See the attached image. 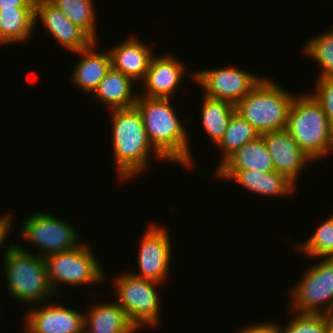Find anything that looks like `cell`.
Instances as JSON below:
<instances>
[{
    "label": "cell",
    "mask_w": 333,
    "mask_h": 333,
    "mask_svg": "<svg viewBox=\"0 0 333 333\" xmlns=\"http://www.w3.org/2000/svg\"><path fill=\"white\" fill-rule=\"evenodd\" d=\"M216 170L275 171L272 157L262 136L242 146Z\"/></svg>",
    "instance_id": "obj_21"
},
{
    "label": "cell",
    "mask_w": 333,
    "mask_h": 333,
    "mask_svg": "<svg viewBox=\"0 0 333 333\" xmlns=\"http://www.w3.org/2000/svg\"><path fill=\"white\" fill-rule=\"evenodd\" d=\"M11 243L4 251L3 268L7 289L18 303L28 305H46L51 297H55L50 286L45 259L21 245ZM44 300V301H43Z\"/></svg>",
    "instance_id": "obj_3"
},
{
    "label": "cell",
    "mask_w": 333,
    "mask_h": 333,
    "mask_svg": "<svg viewBox=\"0 0 333 333\" xmlns=\"http://www.w3.org/2000/svg\"><path fill=\"white\" fill-rule=\"evenodd\" d=\"M307 42L303 50L305 55L315 60L321 68L317 79L333 77V28L313 36Z\"/></svg>",
    "instance_id": "obj_26"
},
{
    "label": "cell",
    "mask_w": 333,
    "mask_h": 333,
    "mask_svg": "<svg viewBox=\"0 0 333 333\" xmlns=\"http://www.w3.org/2000/svg\"><path fill=\"white\" fill-rule=\"evenodd\" d=\"M215 177L218 179H234L241 186L259 196H287L295 193L296 185L286 176L276 172H261L258 170H216Z\"/></svg>",
    "instance_id": "obj_16"
},
{
    "label": "cell",
    "mask_w": 333,
    "mask_h": 333,
    "mask_svg": "<svg viewBox=\"0 0 333 333\" xmlns=\"http://www.w3.org/2000/svg\"><path fill=\"white\" fill-rule=\"evenodd\" d=\"M272 157L276 172L286 176L295 185L304 168L313 162L299 147L287 129L261 134ZM308 163V164H307ZM303 169V170H302Z\"/></svg>",
    "instance_id": "obj_14"
},
{
    "label": "cell",
    "mask_w": 333,
    "mask_h": 333,
    "mask_svg": "<svg viewBox=\"0 0 333 333\" xmlns=\"http://www.w3.org/2000/svg\"><path fill=\"white\" fill-rule=\"evenodd\" d=\"M39 20L42 21L45 31L72 53L84 50L94 42L83 29L73 24L48 0H35V27L40 23Z\"/></svg>",
    "instance_id": "obj_13"
},
{
    "label": "cell",
    "mask_w": 333,
    "mask_h": 333,
    "mask_svg": "<svg viewBox=\"0 0 333 333\" xmlns=\"http://www.w3.org/2000/svg\"><path fill=\"white\" fill-rule=\"evenodd\" d=\"M96 48H98V43L94 41L86 49L75 52L81 58L74 63L71 82L88 95L93 94L99 82L112 67L109 50L96 52Z\"/></svg>",
    "instance_id": "obj_18"
},
{
    "label": "cell",
    "mask_w": 333,
    "mask_h": 333,
    "mask_svg": "<svg viewBox=\"0 0 333 333\" xmlns=\"http://www.w3.org/2000/svg\"><path fill=\"white\" fill-rule=\"evenodd\" d=\"M25 314V333H84V312L53 304L39 306ZM27 315V316H26Z\"/></svg>",
    "instance_id": "obj_12"
},
{
    "label": "cell",
    "mask_w": 333,
    "mask_h": 333,
    "mask_svg": "<svg viewBox=\"0 0 333 333\" xmlns=\"http://www.w3.org/2000/svg\"><path fill=\"white\" fill-rule=\"evenodd\" d=\"M35 9H3L0 11V46L23 43L32 37Z\"/></svg>",
    "instance_id": "obj_22"
},
{
    "label": "cell",
    "mask_w": 333,
    "mask_h": 333,
    "mask_svg": "<svg viewBox=\"0 0 333 333\" xmlns=\"http://www.w3.org/2000/svg\"><path fill=\"white\" fill-rule=\"evenodd\" d=\"M134 34L108 49L114 70L122 72L135 82L143 81L154 56L151 46L144 44Z\"/></svg>",
    "instance_id": "obj_17"
},
{
    "label": "cell",
    "mask_w": 333,
    "mask_h": 333,
    "mask_svg": "<svg viewBox=\"0 0 333 333\" xmlns=\"http://www.w3.org/2000/svg\"><path fill=\"white\" fill-rule=\"evenodd\" d=\"M308 258L333 257V213L316 228L311 237L294 246Z\"/></svg>",
    "instance_id": "obj_27"
},
{
    "label": "cell",
    "mask_w": 333,
    "mask_h": 333,
    "mask_svg": "<svg viewBox=\"0 0 333 333\" xmlns=\"http://www.w3.org/2000/svg\"><path fill=\"white\" fill-rule=\"evenodd\" d=\"M328 316L333 319V308H332V310H331V312H330V314Z\"/></svg>",
    "instance_id": "obj_33"
},
{
    "label": "cell",
    "mask_w": 333,
    "mask_h": 333,
    "mask_svg": "<svg viewBox=\"0 0 333 333\" xmlns=\"http://www.w3.org/2000/svg\"><path fill=\"white\" fill-rule=\"evenodd\" d=\"M170 101V98H149L139 94L135 107L142 116L150 143L166 162L194 166L188 132Z\"/></svg>",
    "instance_id": "obj_1"
},
{
    "label": "cell",
    "mask_w": 333,
    "mask_h": 333,
    "mask_svg": "<svg viewBox=\"0 0 333 333\" xmlns=\"http://www.w3.org/2000/svg\"><path fill=\"white\" fill-rule=\"evenodd\" d=\"M185 64L170 54L153 56L146 76L141 81L145 92L140 95L149 98H172L185 76Z\"/></svg>",
    "instance_id": "obj_15"
},
{
    "label": "cell",
    "mask_w": 333,
    "mask_h": 333,
    "mask_svg": "<svg viewBox=\"0 0 333 333\" xmlns=\"http://www.w3.org/2000/svg\"><path fill=\"white\" fill-rule=\"evenodd\" d=\"M311 160L333 153V131L320 103L312 94L295 95L286 128Z\"/></svg>",
    "instance_id": "obj_4"
},
{
    "label": "cell",
    "mask_w": 333,
    "mask_h": 333,
    "mask_svg": "<svg viewBox=\"0 0 333 333\" xmlns=\"http://www.w3.org/2000/svg\"><path fill=\"white\" fill-rule=\"evenodd\" d=\"M113 157L117 178L130 180L149 169L151 155L166 161L150 143L137 108L111 110ZM153 153V154H150Z\"/></svg>",
    "instance_id": "obj_2"
},
{
    "label": "cell",
    "mask_w": 333,
    "mask_h": 333,
    "mask_svg": "<svg viewBox=\"0 0 333 333\" xmlns=\"http://www.w3.org/2000/svg\"><path fill=\"white\" fill-rule=\"evenodd\" d=\"M134 84L133 79L111 67L99 82L93 95L98 102L104 103L109 111L131 108L135 106L139 95L134 91Z\"/></svg>",
    "instance_id": "obj_20"
},
{
    "label": "cell",
    "mask_w": 333,
    "mask_h": 333,
    "mask_svg": "<svg viewBox=\"0 0 333 333\" xmlns=\"http://www.w3.org/2000/svg\"><path fill=\"white\" fill-rule=\"evenodd\" d=\"M291 312L294 316L284 327L273 322L277 333H327L333 325L328 315Z\"/></svg>",
    "instance_id": "obj_28"
},
{
    "label": "cell",
    "mask_w": 333,
    "mask_h": 333,
    "mask_svg": "<svg viewBox=\"0 0 333 333\" xmlns=\"http://www.w3.org/2000/svg\"><path fill=\"white\" fill-rule=\"evenodd\" d=\"M327 333H333V325L330 327V329Z\"/></svg>",
    "instance_id": "obj_34"
},
{
    "label": "cell",
    "mask_w": 333,
    "mask_h": 333,
    "mask_svg": "<svg viewBox=\"0 0 333 333\" xmlns=\"http://www.w3.org/2000/svg\"><path fill=\"white\" fill-rule=\"evenodd\" d=\"M12 216L11 213L0 216V247L3 245L4 241H6L5 239L9 235L8 233H10V227L13 226Z\"/></svg>",
    "instance_id": "obj_32"
},
{
    "label": "cell",
    "mask_w": 333,
    "mask_h": 333,
    "mask_svg": "<svg viewBox=\"0 0 333 333\" xmlns=\"http://www.w3.org/2000/svg\"><path fill=\"white\" fill-rule=\"evenodd\" d=\"M48 212H37L24 219L22 239L34 248L38 247L39 256L65 252L81 245L80 236L70 222H65Z\"/></svg>",
    "instance_id": "obj_9"
},
{
    "label": "cell",
    "mask_w": 333,
    "mask_h": 333,
    "mask_svg": "<svg viewBox=\"0 0 333 333\" xmlns=\"http://www.w3.org/2000/svg\"><path fill=\"white\" fill-rule=\"evenodd\" d=\"M114 302L96 303L91 307L92 309L90 308V312L84 313V333H136L138 331L117 300Z\"/></svg>",
    "instance_id": "obj_19"
},
{
    "label": "cell",
    "mask_w": 333,
    "mask_h": 333,
    "mask_svg": "<svg viewBox=\"0 0 333 333\" xmlns=\"http://www.w3.org/2000/svg\"><path fill=\"white\" fill-rule=\"evenodd\" d=\"M3 9H35V0H0V11Z\"/></svg>",
    "instance_id": "obj_31"
},
{
    "label": "cell",
    "mask_w": 333,
    "mask_h": 333,
    "mask_svg": "<svg viewBox=\"0 0 333 333\" xmlns=\"http://www.w3.org/2000/svg\"><path fill=\"white\" fill-rule=\"evenodd\" d=\"M192 79L204 89L205 96L236 105L261 80L250 72L233 66L199 70Z\"/></svg>",
    "instance_id": "obj_10"
},
{
    "label": "cell",
    "mask_w": 333,
    "mask_h": 333,
    "mask_svg": "<svg viewBox=\"0 0 333 333\" xmlns=\"http://www.w3.org/2000/svg\"><path fill=\"white\" fill-rule=\"evenodd\" d=\"M315 83L311 94L323 108L333 131V77L320 78Z\"/></svg>",
    "instance_id": "obj_29"
},
{
    "label": "cell",
    "mask_w": 333,
    "mask_h": 333,
    "mask_svg": "<svg viewBox=\"0 0 333 333\" xmlns=\"http://www.w3.org/2000/svg\"><path fill=\"white\" fill-rule=\"evenodd\" d=\"M113 282L117 302L137 329L157 326L161 316L157 292L160 283L136 277L131 272L116 276Z\"/></svg>",
    "instance_id": "obj_7"
},
{
    "label": "cell",
    "mask_w": 333,
    "mask_h": 333,
    "mask_svg": "<svg viewBox=\"0 0 333 333\" xmlns=\"http://www.w3.org/2000/svg\"><path fill=\"white\" fill-rule=\"evenodd\" d=\"M168 231L166 227L153 223L143 232L137 250L140 269L138 273L132 271L131 274L161 285L166 282L173 253Z\"/></svg>",
    "instance_id": "obj_11"
},
{
    "label": "cell",
    "mask_w": 333,
    "mask_h": 333,
    "mask_svg": "<svg viewBox=\"0 0 333 333\" xmlns=\"http://www.w3.org/2000/svg\"><path fill=\"white\" fill-rule=\"evenodd\" d=\"M306 268L299 283L290 290V310L298 313L329 315L333 308V257Z\"/></svg>",
    "instance_id": "obj_8"
},
{
    "label": "cell",
    "mask_w": 333,
    "mask_h": 333,
    "mask_svg": "<svg viewBox=\"0 0 333 333\" xmlns=\"http://www.w3.org/2000/svg\"><path fill=\"white\" fill-rule=\"evenodd\" d=\"M238 333H277L273 321H264L263 323L248 324L240 329Z\"/></svg>",
    "instance_id": "obj_30"
},
{
    "label": "cell",
    "mask_w": 333,
    "mask_h": 333,
    "mask_svg": "<svg viewBox=\"0 0 333 333\" xmlns=\"http://www.w3.org/2000/svg\"><path fill=\"white\" fill-rule=\"evenodd\" d=\"M259 136H261L259 132L235 112L229 121L223 138L216 145L220 152L222 151V160H219L217 169L238 149Z\"/></svg>",
    "instance_id": "obj_24"
},
{
    "label": "cell",
    "mask_w": 333,
    "mask_h": 333,
    "mask_svg": "<svg viewBox=\"0 0 333 333\" xmlns=\"http://www.w3.org/2000/svg\"><path fill=\"white\" fill-rule=\"evenodd\" d=\"M268 77H262L235 105L236 113L247 120L260 135L287 128L288 113L295 97Z\"/></svg>",
    "instance_id": "obj_5"
},
{
    "label": "cell",
    "mask_w": 333,
    "mask_h": 333,
    "mask_svg": "<svg viewBox=\"0 0 333 333\" xmlns=\"http://www.w3.org/2000/svg\"><path fill=\"white\" fill-rule=\"evenodd\" d=\"M62 11L75 25L83 29L94 41L97 40V18L93 0H48Z\"/></svg>",
    "instance_id": "obj_25"
},
{
    "label": "cell",
    "mask_w": 333,
    "mask_h": 333,
    "mask_svg": "<svg viewBox=\"0 0 333 333\" xmlns=\"http://www.w3.org/2000/svg\"><path fill=\"white\" fill-rule=\"evenodd\" d=\"M83 243L74 249L55 253L44 257L47 276L51 288L56 295L58 292V284L68 285H88L98 284L105 279L104 271L99 261L95 258L90 245Z\"/></svg>",
    "instance_id": "obj_6"
},
{
    "label": "cell",
    "mask_w": 333,
    "mask_h": 333,
    "mask_svg": "<svg viewBox=\"0 0 333 333\" xmlns=\"http://www.w3.org/2000/svg\"><path fill=\"white\" fill-rule=\"evenodd\" d=\"M201 119L204 130L215 146L223 138L232 115L236 112L235 105L220 99L210 98L203 94Z\"/></svg>",
    "instance_id": "obj_23"
}]
</instances>
